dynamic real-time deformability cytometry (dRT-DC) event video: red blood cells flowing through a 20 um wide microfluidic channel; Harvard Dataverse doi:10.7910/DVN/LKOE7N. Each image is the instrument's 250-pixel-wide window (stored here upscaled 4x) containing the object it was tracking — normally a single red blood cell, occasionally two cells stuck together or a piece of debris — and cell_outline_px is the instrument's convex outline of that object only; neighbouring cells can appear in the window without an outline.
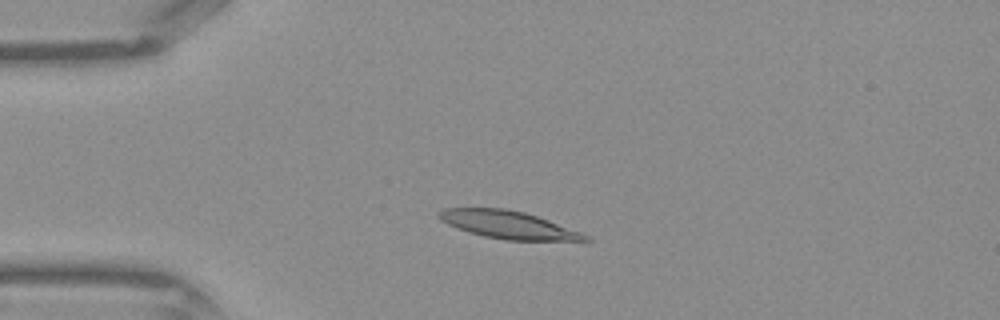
{"species": "Egyptian fruit bat (a non-hibernating species)", "species_latin": "Rousettus aegyptiacus", "temperature_condition": "warm", "stored_images_in_passage": 41, "camera_frame_rate_fps": 3000, "um_per_image_px": 0.085, "frame": {"image": 1, "passage_image": 8, "time_ms": 2.333, "image_size_px": [1000, 320], "cell_outline_px": [[592, 240], [508, 240], [484, 236], [468, 232], [448, 224], [440, 220], [436, 216], [436, 212], [444, 208], [504, 208], [524, 212], [548, 220], [580, 232], [588, 236]], "centroid_in_image_um": [43.12, 19.09], "position_along_channel_um": 41.9, "area_um2": 23.29}}
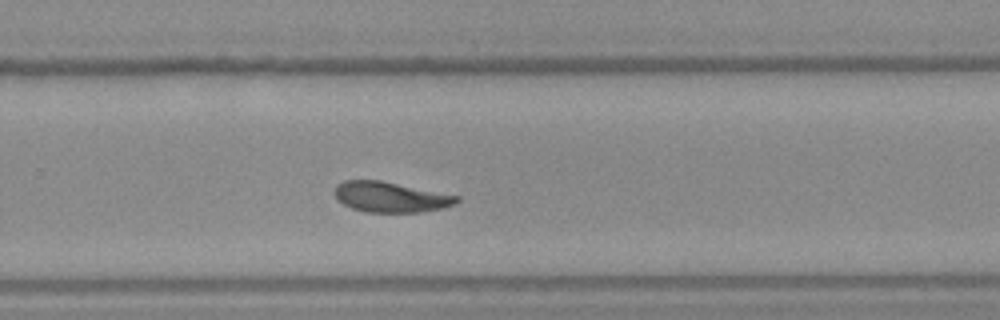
{"frame": {"image": 2, "passage_image": 26, "time_ms": 8.333, "image_size_px": [1000, 320], "cell_outline_px": [[460, 200], [456, 204], [444, 208], [420, 212], [364, 212], [352, 208], [336, 200], [332, 192], [336, 184], [344, 180], [380, 180], [460, 196]], "centroid_in_image_um": [33.17, 16.74], "position_along_channel_um": 296.6, "area_um2": 21.91}}
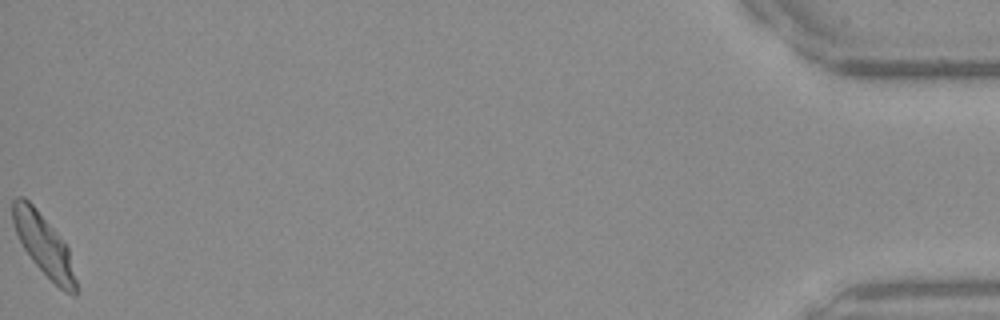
{"frame": {"image": 3, "passage_image": 41, "time_ms": 13.333, "image_size_px": [1000, 320], "cell_outline_px": [[76, 296], [64, 292], [32, 260], [24, 248], [12, 224], [12, 200], [16, 196], [24, 196], [32, 204], [56, 232], [68, 248], [76, 280]], "centroid_in_image_um": [3.69, 20.78], "position_along_channel_um": 431.5, "area_um2": 21.96}}